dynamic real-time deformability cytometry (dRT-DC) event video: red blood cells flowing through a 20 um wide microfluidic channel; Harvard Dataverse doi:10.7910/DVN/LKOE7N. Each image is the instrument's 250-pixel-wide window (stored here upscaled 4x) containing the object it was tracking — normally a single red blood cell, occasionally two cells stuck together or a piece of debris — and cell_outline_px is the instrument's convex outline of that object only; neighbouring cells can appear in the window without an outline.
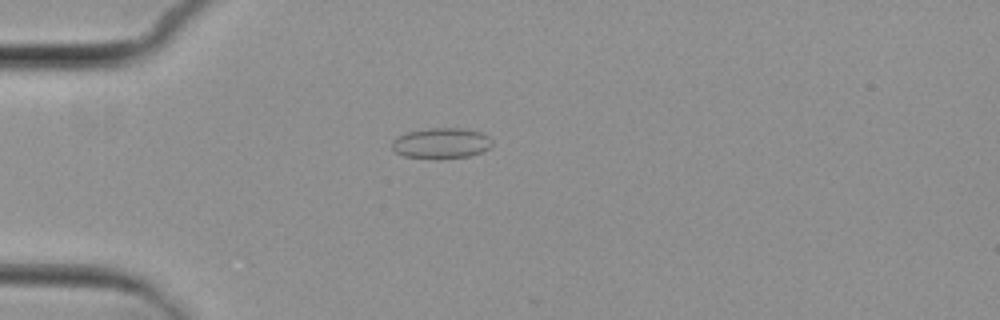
{"species": "common noctule bat (a hibernating species)", "species_latin": "Nyctalus noctula", "temperature_condition": "cold", "stored_images_in_passage": 4, "camera_frame_rate_fps": 3000, "um_per_image_px": 0.085, "animal": {"sex": "female", "body_mass_g": 29.2, "forearm_length_mm": 56.3}, "frame": {"image": 1, "passage_image": 3, "time_ms": 3.0, "image_size_px": [1000, 320], "cell_outline_px": [[492, 144], [484, 152], [468, 156], [404, 156], [396, 152], [392, 148], [392, 140], [396, 136], [408, 132], [428, 128], [464, 128], [480, 132], [488, 136], [492, 140]], "centroid_in_image_um": [37.52, 12.12], "position_along_channel_um": 47.5, "area_um2": 17.28}}